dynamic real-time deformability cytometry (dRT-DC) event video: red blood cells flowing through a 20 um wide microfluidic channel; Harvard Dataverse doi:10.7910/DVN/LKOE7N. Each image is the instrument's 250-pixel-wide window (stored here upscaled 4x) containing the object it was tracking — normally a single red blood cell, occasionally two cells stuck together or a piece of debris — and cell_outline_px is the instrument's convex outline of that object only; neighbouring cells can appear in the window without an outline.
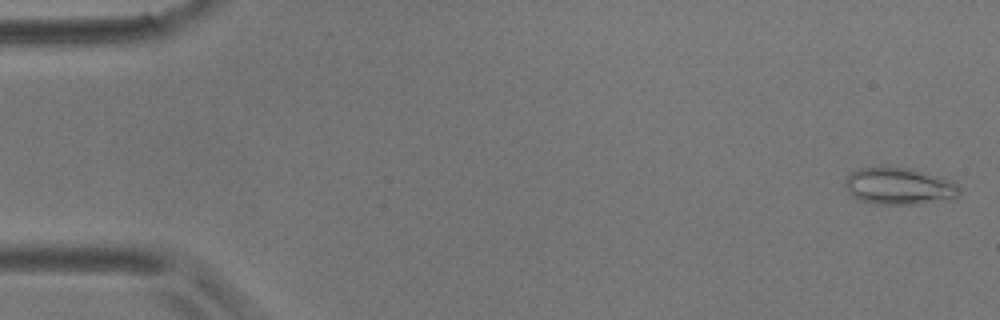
{"species": "common noctule bat (a hibernating species)", "species_latin": "Nyctalus noctula", "temperature_condition": "room temperature", "stored_images_in_passage": 6, "camera_frame_rate_fps": 3000, "um_per_image_px": 0.085, "animal": {"sex": "male", "body_mass_g": 17.9}, "frame": {"image": 1, "passage_image": 1, "time_ms": 0.0, "image_size_px": [1000, 320], "cell_outline_px": [[960, 192], [956, 196], [920, 204], [876, 204], [860, 200], [852, 196], [848, 192], [844, 184], [844, 180], [848, 172], [860, 168], [912, 168], [952, 180], [960, 188]], "centroid_in_image_um": [76.37, 15.82], "position_along_channel_um": 8.6, "area_um2": 24.45}}